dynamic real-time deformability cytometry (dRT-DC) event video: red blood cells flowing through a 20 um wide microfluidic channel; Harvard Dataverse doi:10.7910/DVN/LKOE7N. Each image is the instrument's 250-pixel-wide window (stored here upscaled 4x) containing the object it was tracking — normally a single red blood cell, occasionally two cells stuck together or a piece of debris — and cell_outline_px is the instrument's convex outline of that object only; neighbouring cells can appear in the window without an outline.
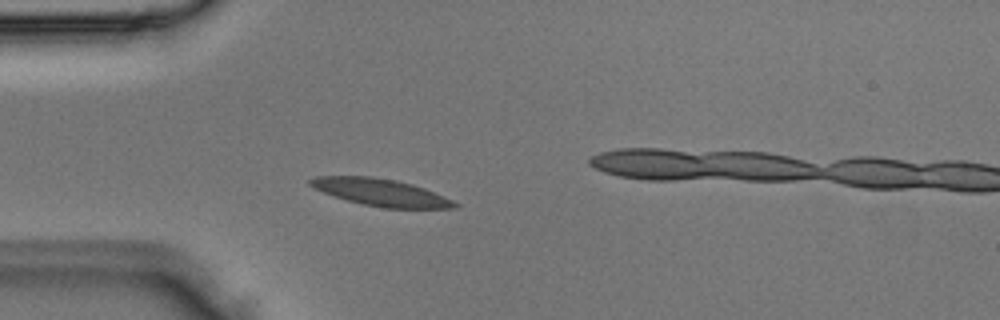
{"species": "Egyptian fruit bat (a non-hibernating species)", "species_latin": "Rousettus aegyptiacus", "temperature_condition": "room temperature", "stored_images_in_passage": 3, "camera_frame_rate_fps": 3000, "um_per_image_px": 0.085, "animal": {"sex": "male"}, "frame": {"image": 1, "passage_image": 2, "time_ms": 0.333, "image_size_px": [1000, 320], "cell_outline_px": [[460, 204], [456, 208], [384, 208], [364, 204], [348, 200], [312, 188], [308, 184], [308, 180], [316, 176], [372, 176], [396, 180], [412, 184], [424, 188], [444, 196]], "centroid_in_image_um": [32.37, 16.34], "position_along_channel_um": 52.6, "area_um2": 22.72}}